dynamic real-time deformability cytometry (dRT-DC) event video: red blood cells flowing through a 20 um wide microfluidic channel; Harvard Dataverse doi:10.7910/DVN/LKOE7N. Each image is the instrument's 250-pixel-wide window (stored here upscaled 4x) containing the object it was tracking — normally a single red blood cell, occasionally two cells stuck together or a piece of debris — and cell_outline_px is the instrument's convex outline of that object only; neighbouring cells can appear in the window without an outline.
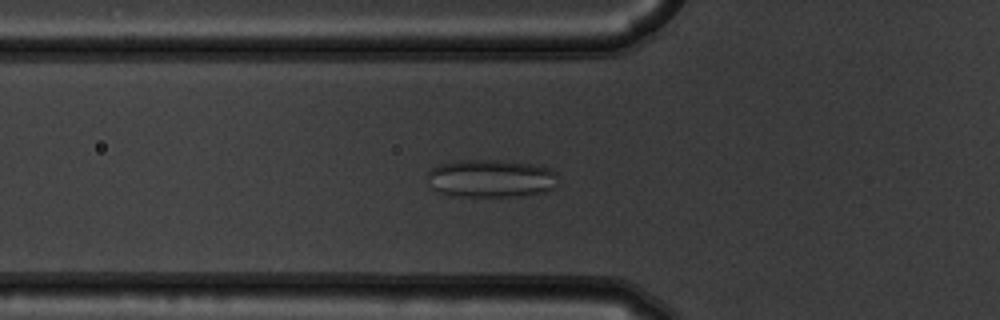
{"species": "common noctule bat (a hibernating species)", "species_latin": "Nyctalus noctula", "temperature_condition": "warm", "stored_images_in_passage": 55, "segment_of_instrument_passage": [1, 2], "camera_frame_rate_fps": 3000, "um_per_image_px": 0.085, "animal": {"sex": "male", "body_mass_g": 19.5, "forearm_length_mm": 54.6}, "frame": {"image": 1, "passage_image": 20, "time_ms": 6.333, "image_size_px": [1000, 320], "cell_outline_px": [[556, 184], [552, 188], [544, 192], [520, 196], [448, 196], [432, 188], [424, 176], [432, 168], [440, 164], [460, 160], [504, 160], [540, 164], [552, 168], [556, 172]], "centroid_in_image_um": [41.73, 15.15], "position_along_channel_um": 84.1, "area_um2": 29.42}}
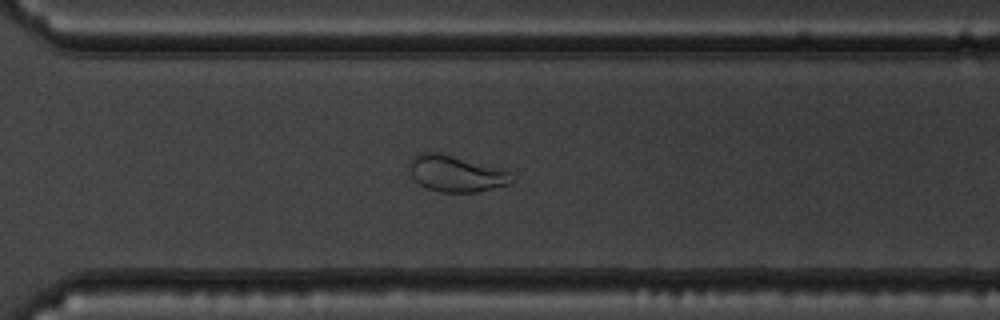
{"frame": {"image": 2, "passage_image": 40, "time_ms": 13.0, "image_size_px": [1000, 320], "cell_outline_px": [[512, 184], [476, 192], [440, 192], [428, 188], [420, 184], [412, 176], [408, 164], [412, 156], [416, 152], [436, 152], [452, 156], [496, 168], [508, 172], [512, 180]], "centroid_in_image_um": [38.69, 14.76], "position_along_channel_um": 331.9, "area_um2": 21.21}}
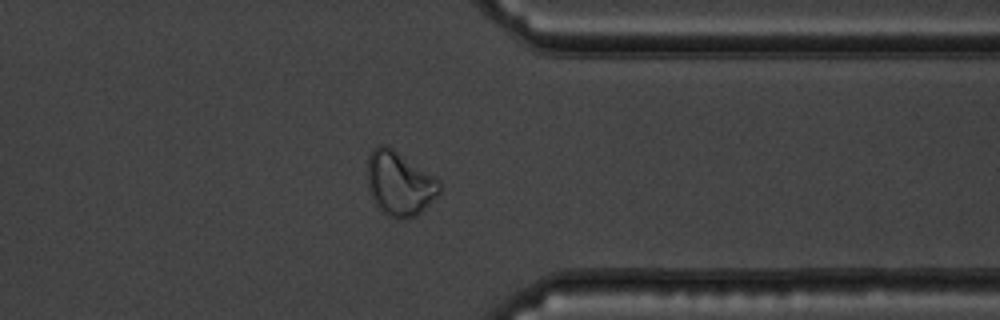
{"frame": {"image": 3, "passage_image": 44, "time_ms": 14.333, "image_size_px": [1000, 320], "cell_outline_px": [[440, 192], [416, 216], [408, 220], [400, 220], [388, 216], [380, 212], [368, 188], [368, 156], [372, 148], [380, 144], [388, 144], [440, 180]], "centroid_in_image_um": [33.94, 15.59], "position_along_channel_um": 377.5, "area_um2": 27.28}}